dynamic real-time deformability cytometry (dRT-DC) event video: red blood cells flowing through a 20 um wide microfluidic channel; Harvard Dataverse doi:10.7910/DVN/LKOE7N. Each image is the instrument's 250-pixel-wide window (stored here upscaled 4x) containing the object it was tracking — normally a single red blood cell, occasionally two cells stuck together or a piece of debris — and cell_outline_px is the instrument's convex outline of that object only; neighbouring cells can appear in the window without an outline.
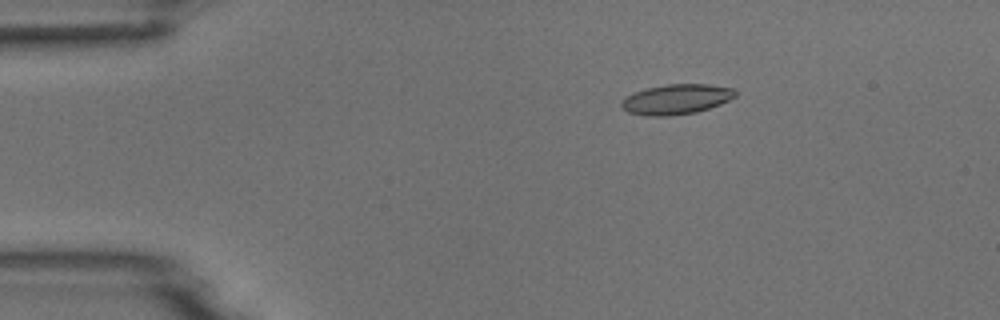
{"species": "common noctule bat (a hibernating species)", "species_latin": "Nyctalus noctula", "temperature_condition": "room temperature", "stored_images_in_passage": 5, "camera_frame_rate_fps": 3000, "um_per_image_px": 0.085, "animal": {"sex": "male", "body_mass_g": 18.8}, "frame": {"image": 1, "passage_image": 3, "time_ms": 2.333, "image_size_px": [1000, 320], "cell_outline_px": [[736, 96], [720, 104], [696, 112], [668, 116], [644, 116], [628, 112], [620, 104], [620, 100], [624, 96], [648, 88], [668, 84], [708, 84], [732, 88], [736, 92]], "centroid_in_image_um": [57.45, 8.44], "position_along_channel_um": 27.5, "area_um2": 19.88}}
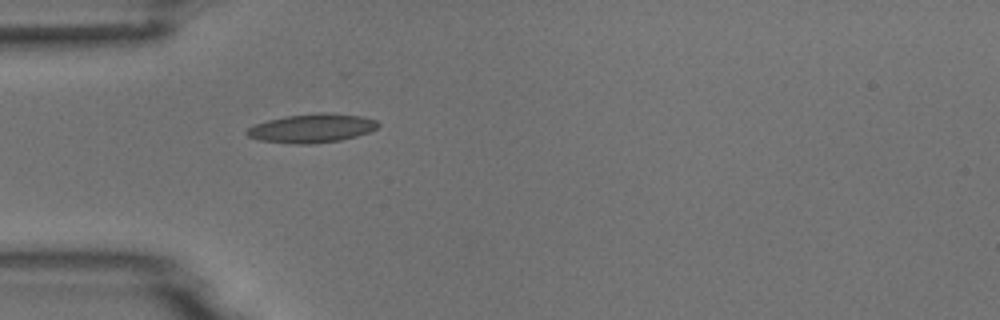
{"frame": {"image": 2, "passage_image": 5, "time_ms": 4.667, "image_size_px": [1000, 320], "cell_outline_px": [[380, 124], [376, 128], [368, 132], [356, 136], [340, 140], [308, 144], [296, 144], [256, 140], [248, 136], [244, 132], [248, 128], [256, 124], [268, 120], [284, 116], [320, 112], [324, 112], [360, 116], [376, 120]], "centroid_in_image_um": [26.47, 10.9], "position_along_channel_um": 58.5, "area_um2": 21.96}}